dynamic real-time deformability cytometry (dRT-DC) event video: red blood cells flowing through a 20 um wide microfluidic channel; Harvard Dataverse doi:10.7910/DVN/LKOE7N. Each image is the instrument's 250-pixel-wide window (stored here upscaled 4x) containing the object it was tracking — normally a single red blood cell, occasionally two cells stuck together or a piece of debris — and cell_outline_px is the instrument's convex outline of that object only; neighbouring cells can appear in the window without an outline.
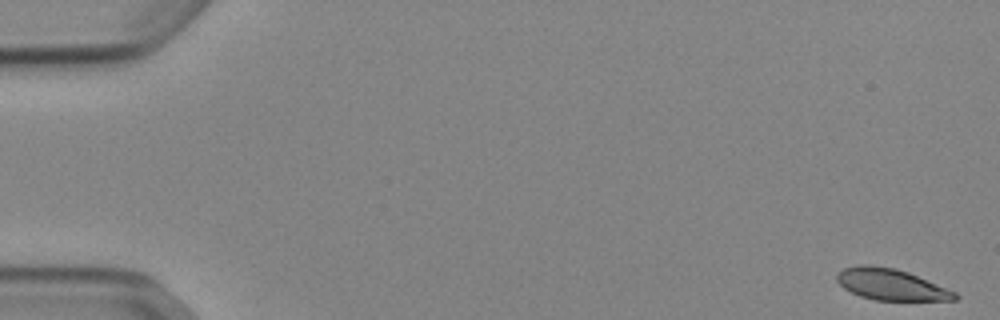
{"species": "Egyptian fruit bat (a non-hibernating species)", "species_latin": "Rousettus aegyptiacus", "temperature_condition": "cold", "stored_images_in_passage": 53, "camera_frame_rate_fps": 3000, "um_per_image_px": 0.085, "animal": {"sex": "female"}, "frame": {"image": 1, "passage_image": 1, "time_ms": 0.0, "image_size_px": [1000, 320], "cell_outline_px": [[960, 296], [956, 300], [876, 300], [860, 296], [844, 288], [836, 280], [836, 276], [844, 268], [860, 264], [868, 264], [896, 268], [908, 272], [956, 292]], "centroid_in_image_um": [75.73, 24.17], "position_along_channel_um": 9.3, "area_um2": 21.39}}
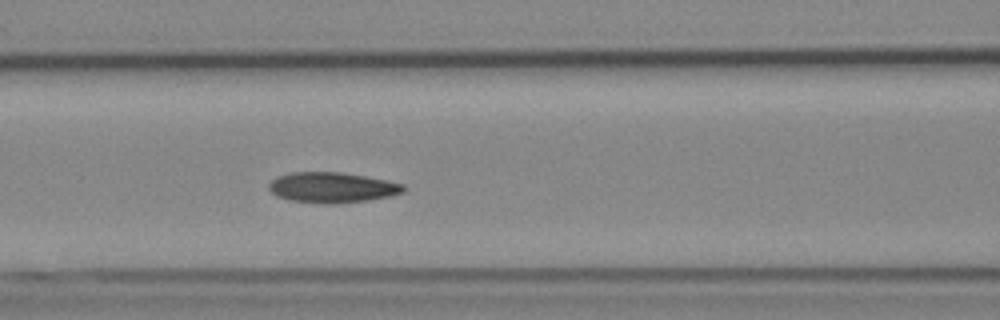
{"frame": {"image": 2, "passage_image": 23, "time_ms": 7.333, "image_size_px": [1000, 320], "cell_outline_px": [[404, 192], [392, 196], [368, 200], [336, 204], [324, 204], [288, 200], [276, 196], [268, 188], [268, 184], [276, 176], [292, 172], [340, 172], [364, 176], [404, 184]], "centroid_in_image_um": [28.2, 15.94], "position_along_channel_um": 138.4, "area_um2": 23.99}}
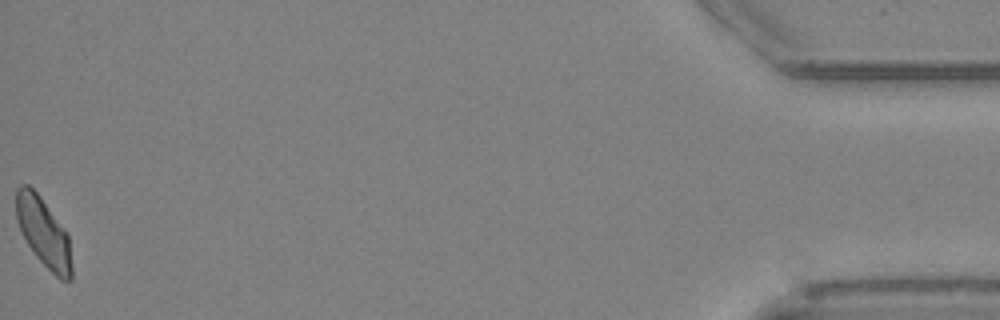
{"frame": {"image": 3, "passage_image": 53, "time_ms": 17.333, "image_size_px": [1000, 320], "cell_outline_px": [[72, 280], [60, 280], [36, 256], [28, 244], [16, 220], [16, 188], [20, 184], [28, 184], [36, 192], [68, 236], [72, 264]], "centroid_in_image_um": [3.69, 19.77], "position_along_channel_um": 431.5, "area_um2": 21.73}, "authors_computed_cell_mechanics": {"area_um2": 22.9466, "velocity_mm_per_s": 3.8618, "shape_relaxation_time_tau1_ms": 3.4614, "shape_relaxation_time_tau2_ms": 2.6129, "deformation_change_tau1": 0.1119, "deformation_change_tau2": 0.0677}}